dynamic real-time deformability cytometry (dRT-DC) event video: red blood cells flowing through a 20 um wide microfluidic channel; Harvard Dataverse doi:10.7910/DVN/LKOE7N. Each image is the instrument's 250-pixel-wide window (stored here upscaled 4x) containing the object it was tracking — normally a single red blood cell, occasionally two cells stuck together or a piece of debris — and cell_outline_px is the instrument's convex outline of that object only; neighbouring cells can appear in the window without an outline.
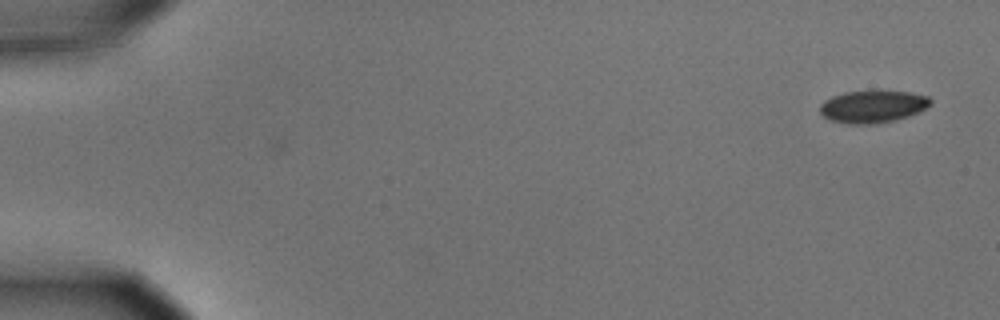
{"species": "common noctule bat (a hibernating species)", "species_latin": "Nyctalus noctula", "temperature_condition": "cold", "stored_images_in_passage": 55, "camera_frame_rate_fps": 3000, "um_per_image_px": 0.085, "animal": {"sex": "male", "body_mass_g": 15.6}, "frame": {"image": 1, "passage_image": 1, "time_ms": 0.0, "image_size_px": [1000, 320], "cell_outline_px": [[932, 104], [908, 116], [892, 120], [872, 124], [848, 124], [828, 120], [820, 112], [820, 104], [824, 100], [832, 96], [844, 92], [908, 92], [928, 96], [932, 100]], "centroid_in_image_um": [74.14, 9.07], "position_along_channel_um": 10.9, "area_um2": 20.46}}
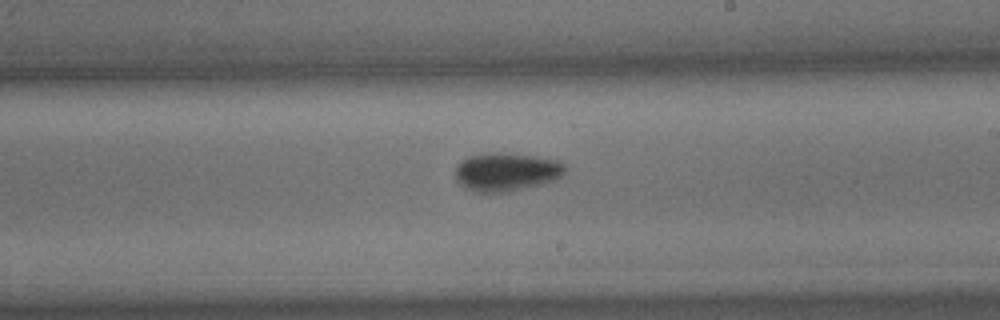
{"frame": {"image": 2, "passage_image": 32, "time_ms": 10.333, "image_size_px": [1000, 320], "cell_outline_px": [[564, 172], [556, 180], [508, 192], [476, 192], [464, 188], [456, 180], [456, 164], [468, 156], [488, 152], [500, 152], [536, 156], [560, 160], [564, 164]], "centroid_in_image_um": [43.02, 14.6], "position_along_channel_um": 246.0, "area_um2": 24.74}}
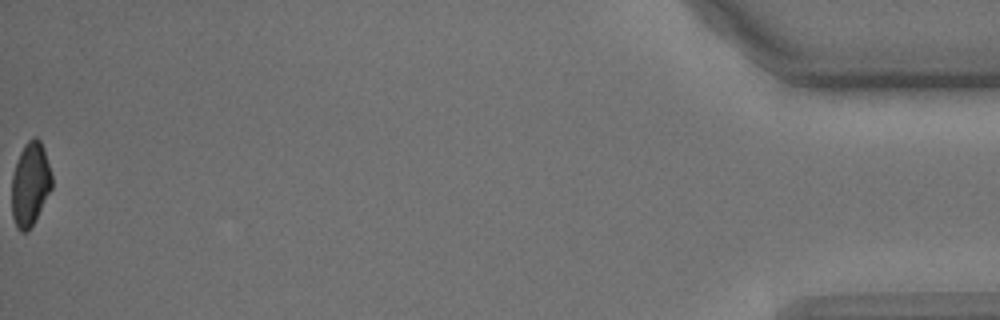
{"frame": {"image": 3, "passage_image": 55, "time_ms": 18.0, "image_size_px": [1000, 320], "cell_outline_px": [[52, 188], [32, 224], [24, 232], [20, 232], [12, 216], [12, 172], [16, 160], [24, 144], [32, 136], [36, 136], [40, 140], [44, 148], [52, 176]], "centroid_in_image_um": [2.56, 15.57], "position_along_channel_um": 432.6, "area_um2": 19.48}, "authors_computed_cell_mechanics": {"area_um2": 22.3686, "velocity_mm_per_s": 3.6283, "shape_relaxation_time_tau1_ms": 3.4185, "shape_relaxation_time_tau2_ms": null, "deformation_change_tau1": 0.0885, "deformation_change_tau2": null}}